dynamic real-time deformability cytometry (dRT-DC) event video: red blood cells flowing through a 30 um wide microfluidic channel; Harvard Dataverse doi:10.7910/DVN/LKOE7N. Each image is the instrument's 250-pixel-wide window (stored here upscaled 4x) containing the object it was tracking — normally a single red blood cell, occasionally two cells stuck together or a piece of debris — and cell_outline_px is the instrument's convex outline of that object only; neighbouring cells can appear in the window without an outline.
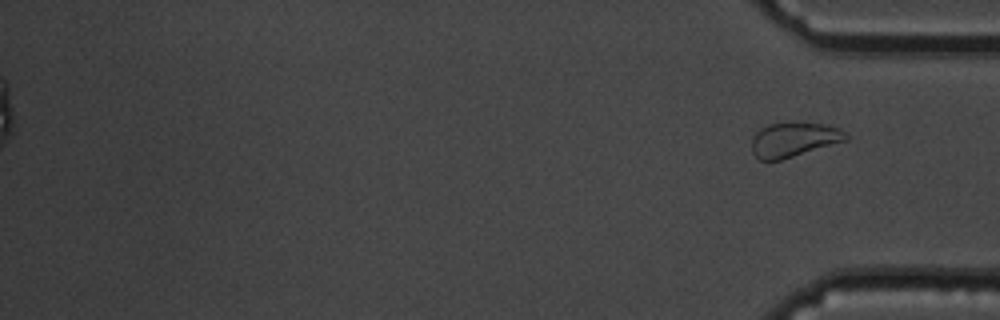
{"species": "common noctule bat (a hibernating species)", "species_latin": "Nyctalus noctula", "temperature_condition": "cold", "stored_images_in_passage": 16, "segment_of_instrument_passage": [2, 2], "camera_frame_rate_fps": 3000, "um_per_image_px": 0.085, "animal": {"sex": "male", "body_mass_g": 19.5, "forearm_length_mm": 54.6}, "frame": {"image": 1, "passage_image": 16, "time_ms": 18.667, "image_size_px": [1000, 320], "cell_outline_px": [[848, 140], [780, 160], [760, 160], [752, 152], [752, 140], [756, 132], [760, 128], [768, 124], [824, 124], [836, 128], [844, 132], [848, 136]], "centroid_in_image_um": [67.45, 11.89], "position_along_channel_um": 367.8, "area_um2": 18.38}}